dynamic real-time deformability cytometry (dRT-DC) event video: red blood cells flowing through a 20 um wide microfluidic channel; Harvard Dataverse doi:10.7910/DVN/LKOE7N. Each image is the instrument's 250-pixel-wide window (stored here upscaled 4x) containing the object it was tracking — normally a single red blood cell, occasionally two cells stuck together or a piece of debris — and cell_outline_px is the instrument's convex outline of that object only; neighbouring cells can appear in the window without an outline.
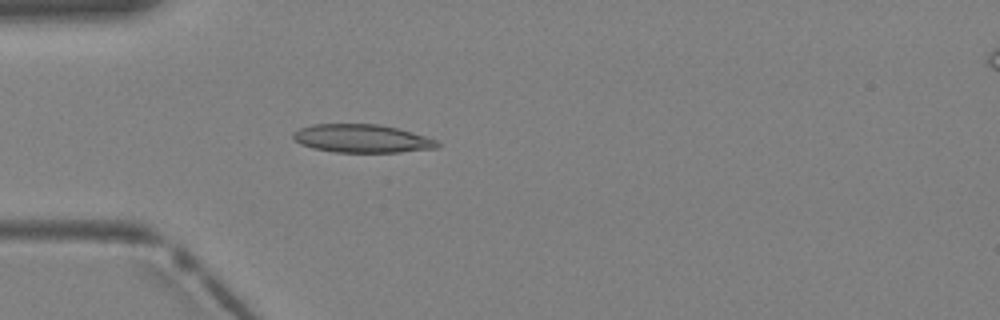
{"species": "Egyptian fruit bat (a non-hibernating species)", "species_latin": "Rousettus aegyptiacus", "temperature_condition": "warm", "stored_images_in_passage": 4, "camera_frame_rate_fps": 3000, "um_per_image_px": 0.085, "animal": {"sex": "female"}, "frame": {"image": 1, "passage_image": 4, "time_ms": 1.0, "image_size_px": [1000, 320], "cell_outline_px": [[440, 144], [436, 148], [400, 152], [336, 152], [312, 148], [300, 144], [292, 136], [292, 132], [300, 128], [312, 124], [380, 124], [396, 128], [424, 136], [436, 140]], "centroid_in_image_um": [30.72, 11.77], "position_along_channel_um": 54.3, "area_um2": 23.58}}